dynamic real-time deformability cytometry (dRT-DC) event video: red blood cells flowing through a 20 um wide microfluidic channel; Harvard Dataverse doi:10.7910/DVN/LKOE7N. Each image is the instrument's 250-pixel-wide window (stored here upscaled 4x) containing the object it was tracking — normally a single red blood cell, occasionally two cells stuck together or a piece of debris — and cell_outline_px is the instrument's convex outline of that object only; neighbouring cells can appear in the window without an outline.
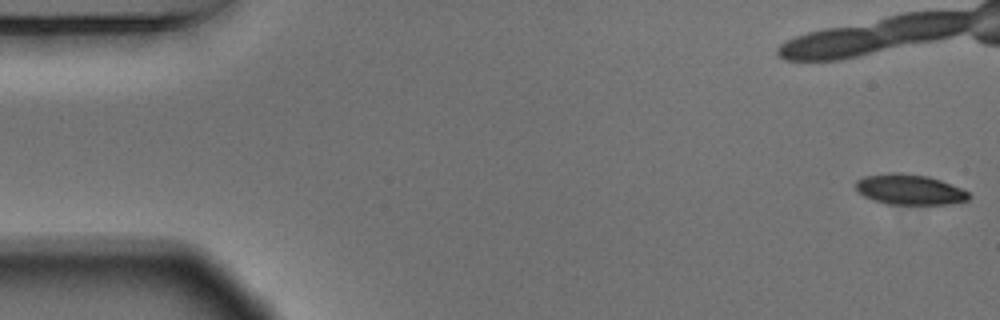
{"species": "Egyptian fruit bat (a non-hibernating species)", "species_latin": "Rousettus aegyptiacus", "temperature_condition": "warm", "stored_images_in_passage": 56, "camera_frame_rate_fps": 3000, "um_per_image_px": 0.085, "animal": {"sex": "male"}, "frame": {"image": 1, "passage_image": 1, "time_ms": 0.0, "image_size_px": [1000, 320], "cell_outline_px": [[972, 196], [968, 200], [948, 204], [888, 204], [872, 200], [864, 196], [856, 188], [856, 180], [864, 176], [892, 172], [896, 172], [928, 176], [940, 180], [960, 188], [968, 192]], "centroid_in_image_um": [77.31, 16.11], "position_along_channel_um": 7.7, "area_um2": 19.94}, "authors_computed_cell_mechanics": {"area_um2": 21.3282, "velocity_mm_per_s": 3.6694, "shape_relaxation_time_tau1_ms": 8.243, "shape_relaxation_time_tau2_ms": 3.732, "deformation_change_tau1": 0.217, "deformation_change_tau2": 0.1147}}